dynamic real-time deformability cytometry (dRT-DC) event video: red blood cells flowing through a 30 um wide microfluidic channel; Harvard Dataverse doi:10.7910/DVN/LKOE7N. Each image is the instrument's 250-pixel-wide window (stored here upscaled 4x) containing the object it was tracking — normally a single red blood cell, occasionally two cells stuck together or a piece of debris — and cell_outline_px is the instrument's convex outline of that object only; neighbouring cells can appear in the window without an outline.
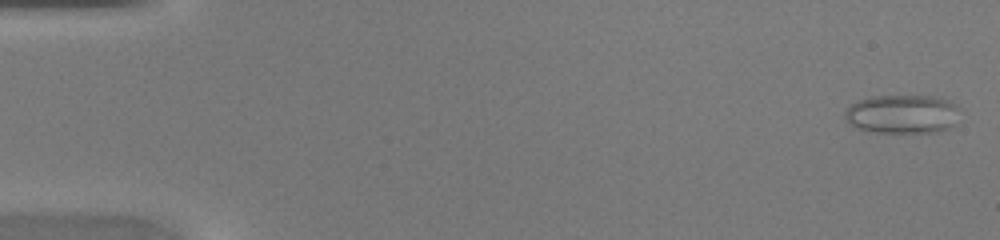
{"species": "common noctule bat (a hibernating species)", "species_latin": "Nyctalus noctula", "temperature_condition": "warm", "stored_images_in_passage": 44, "camera_frame_rate_fps": 3000, "um_per_image_px": 0.085, "animal": {"sex": "female", "body_mass_g": 20.0, "forearm_length_mm": 54.0}, "frame": {"image": 1, "passage_image": 1, "time_ms": 0.0, "image_size_px": [1000, 240], "cell_outline_px": [[956, 124], [952, 128], [936, 132], [868, 132], [856, 128], [844, 116], [844, 112], [852, 104], [860, 100], [872, 96], [936, 96], [948, 100], [956, 104]], "centroid_in_image_um": [76.71, 9.7], "position_along_channel_um": 8.3, "area_um2": 25.95}}
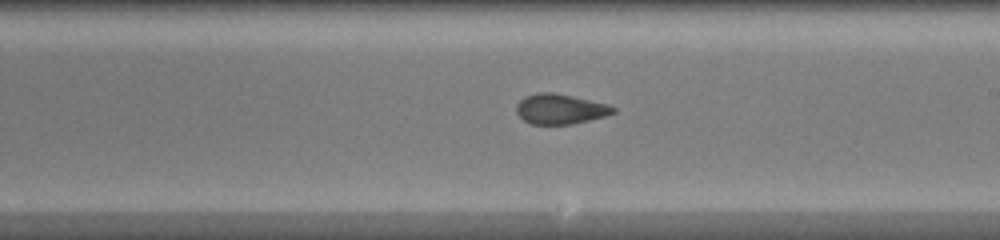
{"frame": {"image": 2, "passage_image": 26, "time_ms": 8.333, "image_size_px": [1000, 240], "cell_outline_px": [[616, 112], [604, 116], [572, 124], [532, 124], [524, 120], [516, 112], [516, 104], [524, 96], [540, 92], [552, 92], [572, 96], [608, 104], [616, 108]], "centroid_in_image_um": [47.6, 9.26], "position_along_channel_um": 241.4, "area_um2": 16.88}}
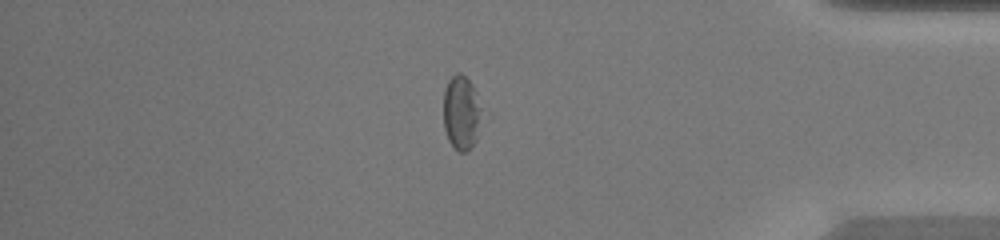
{"frame": {"image": 3, "passage_image": 38, "time_ms": 12.333, "image_size_px": [1000, 240], "cell_outline_px": [[484, 112], [476, 140], [464, 152], [460, 152], [448, 140], [444, 128], [444, 88], [448, 80], [456, 72], [460, 72], [472, 84]], "centroid_in_image_um": [39.24, 9.55], "position_along_channel_um": 396.0, "area_um2": 16.7}}